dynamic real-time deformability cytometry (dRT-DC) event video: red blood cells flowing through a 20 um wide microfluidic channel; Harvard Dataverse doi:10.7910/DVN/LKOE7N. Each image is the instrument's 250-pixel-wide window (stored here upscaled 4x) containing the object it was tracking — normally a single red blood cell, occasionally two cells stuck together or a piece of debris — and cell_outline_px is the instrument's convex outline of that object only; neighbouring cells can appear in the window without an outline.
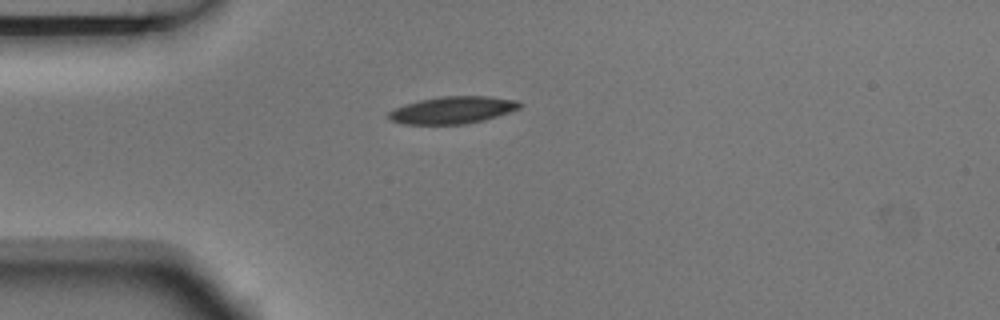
{"species": "Egyptian fruit bat (a non-hibernating species)", "species_latin": "Rousettus aegyptiacus", "temperature_condition": "room temperature", "stored_images_in_passage": 1, "camera_frame_rate_fps": 3000, "um_per_image_px": 0.085, "animal": {"sex": "male"}, "frame": {"image": 1, "passage_image": 1, "time_ms": 0.0, "image_size_px": [1000, 320], "cell_outline_px": [[524, 104], [520, 108], [484, 120], [464, 124], [404, 124], [392, 120], [388, 116], [388, 112], [404, 104], [420, 100], [440, 96], [488, 96], [520, 100]], "centroid_in_image_um": [38.52, 9.34], "position_along_channel_um": 46.5, "area_um2": 20.75}}